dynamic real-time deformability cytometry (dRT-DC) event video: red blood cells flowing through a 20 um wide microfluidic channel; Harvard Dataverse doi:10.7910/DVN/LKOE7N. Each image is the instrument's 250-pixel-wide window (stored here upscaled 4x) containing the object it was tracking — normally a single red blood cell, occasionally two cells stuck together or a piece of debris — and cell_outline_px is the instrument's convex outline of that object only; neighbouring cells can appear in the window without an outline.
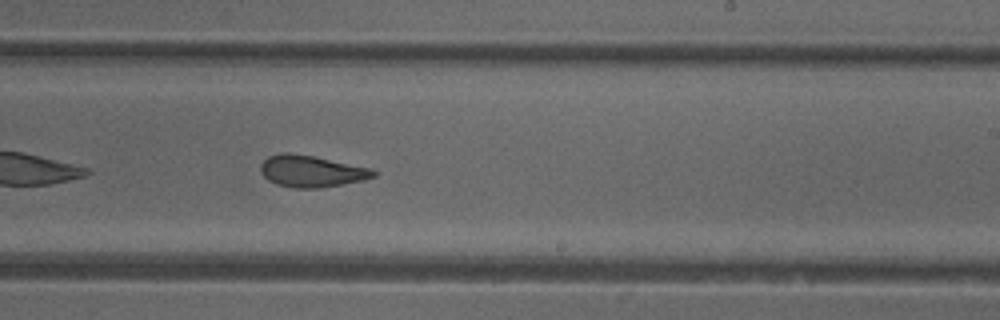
{"species": "common noctule bat (a hibernating species)", "species_latin": "Nyctalus noctula", "temperature_condition": "cold", "stored_images_in_passage": 38, "camera_frame_rate_fps": 3000, "um_per_image_px": 0.085, "animal": {"sex": "female"}, "frame": {"image": 1, "passage_image": 17, "time_ms": 5.333, "image_size_px": [1000, 320], "cell_outline_px": [[376, 176], [364, 180], [320, 188], [292, 188], [276, 184], [268, 180], [260, 172], [260, 164], [268, 156], [280, 152], [292, 152], [372, 168], [376, 172]], "centroid_in_image_um": [26.44, 14.55], "position_along_channel_um": 262.6, "area_um2": 20.98}, "authors_computed_cell_mechanics": {"area_um2": 21.2704, "velocity_mm_per_s": 3.904, "shape_relaxation_time_tau1_ms": 9.1624, "shape_relaxation_time_tau2_ms": 1.8652, "deformation_change_tau1": 0.1825, "deformation_change_tau2": 0.0852}}